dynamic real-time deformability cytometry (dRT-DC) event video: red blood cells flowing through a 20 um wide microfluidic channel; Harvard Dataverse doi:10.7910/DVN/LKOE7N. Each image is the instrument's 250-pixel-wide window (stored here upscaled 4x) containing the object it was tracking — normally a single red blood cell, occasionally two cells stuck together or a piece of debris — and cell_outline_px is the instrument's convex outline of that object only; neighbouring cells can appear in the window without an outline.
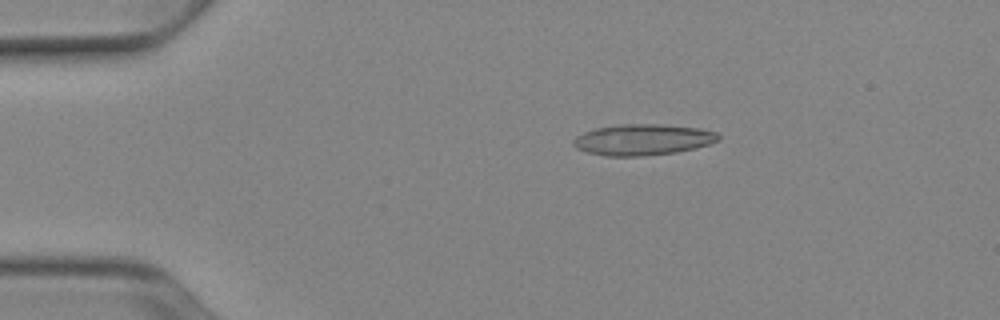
{"species": "Egyptian fruit bat (a non-hibernating species)", "species_latin": "Rousettus aegyptiacus", "temperature_condition": "cold", "stored_images_in_passage": 52, "camera_frame_rate_fps": 3000, "um_per_image_px": 0.085, "animal": {"sex": "female"}, "frame": {"image": 1, "passage_image": 10, "time_ms": 3.0, "image_size_px": [1000, 320], "cell_outline_px": [[720, 140], [696, 148], [676, 152], [640, 156], [604, 156], [588, 152], [576, 148], [572, 144], [572, 140], [576, 136], [584, 132], [596, 128], [620, 124], [664, 124], [700, 128], [716, 132], [720, 136]], "centroid_in_image_um": [54.64, 11.86], "position_along_channel_um": 30.4, "area_um2": 26.36}}
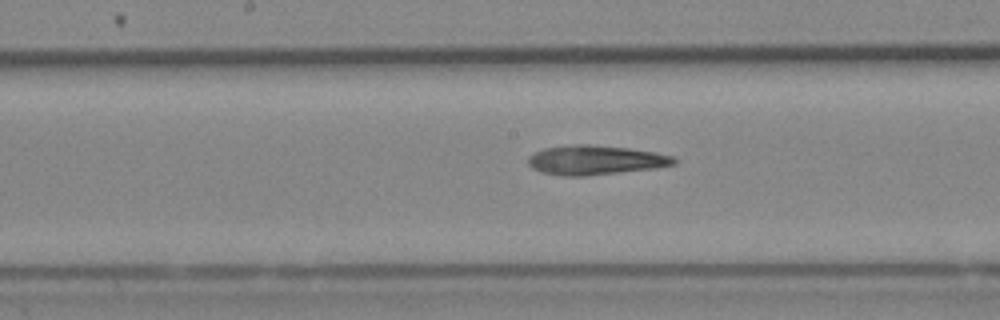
{"frame": {"image": 2, "passage_image": 27, "time_ms": 8.667, "image_size_px": [1000, 320], "cell_outline_px": [[676, 164], [656, 168], [584, 176], [560, 176], [540, 172], [532, 168], [528, 164], [528, 156], [544, 148], [576, 144], [588, 144], [628, 148], [656, 152], [672, 156], [676, 160]], "centroid_in_image_um": [50.59, 13.61], "position_along_channel_um": 197.6, "area_um2": 25.03}}
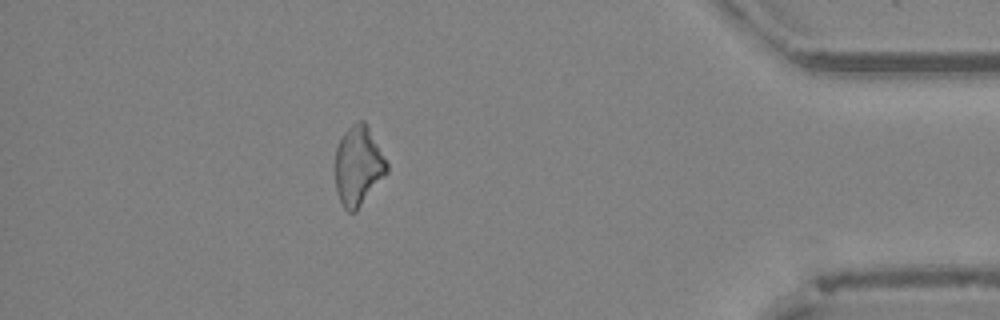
{"frame": {"image": 3, "passage_image": 46, "time_ms": 15.0, "image_size_px": [1000, 320], "cell_outline_px": [[388, 172], [356, 212], [348, 212], [344, 208], [336, 192], [336, 148], [344, 132], [356, 120], [364, 120], [388, 164]], "centroid_in_image_um": [30.45, 14.12], "position_along_channel_um": 404.8, "area_um2": 23.7}, "authors_computed_cell_mechanics": {"area_um2": 24.854, "velocity_mm_per_s": 3.9374, "shape_relaxation_time_tau1_ms": null, "shape_relaxation_time_tau2_ms": 7.3945, "deformation_change_tau1": null, "deformation_change_tau2": 0.2061}}